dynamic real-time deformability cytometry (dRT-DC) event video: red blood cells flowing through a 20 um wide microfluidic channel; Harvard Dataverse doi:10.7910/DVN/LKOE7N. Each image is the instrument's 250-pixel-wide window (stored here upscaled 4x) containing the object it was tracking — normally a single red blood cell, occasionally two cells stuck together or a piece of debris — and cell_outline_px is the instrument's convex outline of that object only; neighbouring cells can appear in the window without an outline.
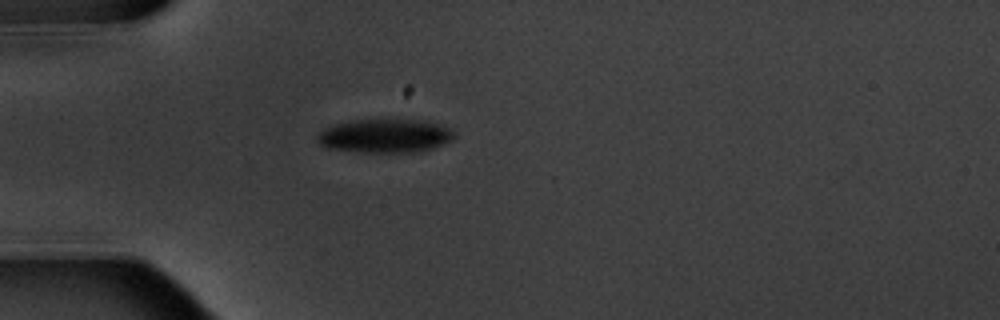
{"species": "common noctule bat (a hibernating species)", "species_latin": "Nyctalus noctula", "temperature_condition": "warm", "stored_images_in_passage": 1, "camera_frame_rate_fps": 3000, "um_per_image_px": 0.085, "animal": {"sex": "male", "body_mass_g": 20.1, "forearm_length_mm": 53.5}, "frame": {"image": 1, "passage_image": 1, "time_ms": 0.0, "image_size_px": [1000, 320], "cell_outline_px": [[456, 136], [452, 140], [432, 148], [420, 152], [360, 152], [328, 148], [320, 144], [316, 140], [316, 136], [324, 128], [336, 124], [356, 120], [428, 120], [452, 128], [456, 132]], "centroid_in_image_um": [32.78, 11.55], "position_along_channel_um": 52.2, "area_um2": 27.05}}